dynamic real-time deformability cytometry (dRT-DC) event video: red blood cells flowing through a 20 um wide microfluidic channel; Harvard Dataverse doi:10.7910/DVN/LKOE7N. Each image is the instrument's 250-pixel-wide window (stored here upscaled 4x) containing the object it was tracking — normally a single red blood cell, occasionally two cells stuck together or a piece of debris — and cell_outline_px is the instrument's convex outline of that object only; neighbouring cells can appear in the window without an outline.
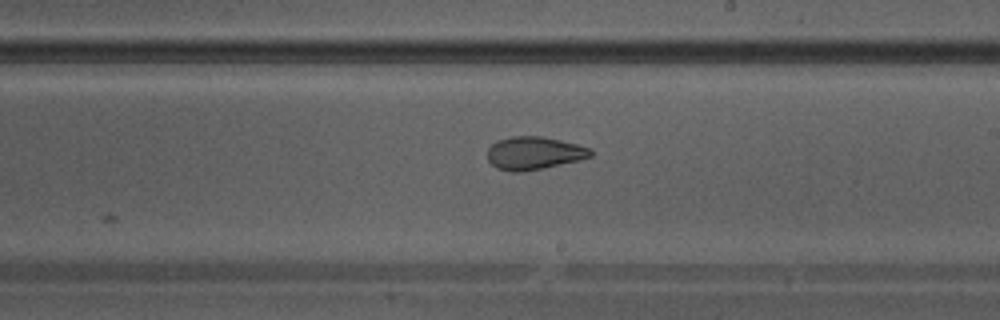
{"species": "Egyptian fruit bat (a non-hibernating species)", "species_latin": "Rousettus aegyptiacus", "temperature_condition": "warm", "stored_images_in_passage": 21, "camera_frame_rate_fps": 3000, "um_per_image_px": 0.085, "animal": {"sex": "male"}, "frame": {"image": 1, "passage_image": 12, "time_ms": 3.667, "image_size_px": [1000, 320], "cell_outline_px": [[592, 156], [580, 160], [520, 172], [512, 172], [496, 168], [488, 160], [488, 148], [496, 140], [512, 136], [540, 136], [560, 140], [592, 148]], "centroid_in_image_um": [45.38, 13.01], "position_along_channel_um": 243.6, "area_um2": 19.71}}